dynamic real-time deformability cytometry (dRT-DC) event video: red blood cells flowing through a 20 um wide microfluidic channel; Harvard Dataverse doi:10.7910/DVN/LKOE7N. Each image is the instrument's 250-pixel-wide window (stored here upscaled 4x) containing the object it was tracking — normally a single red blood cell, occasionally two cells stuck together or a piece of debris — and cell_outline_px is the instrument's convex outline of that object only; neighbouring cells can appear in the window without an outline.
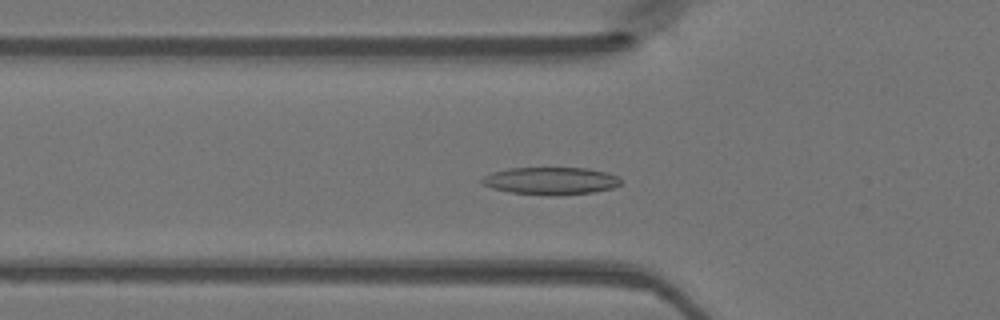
{"species": "Egyptian fruit bat (a non-hibernating species)", "species_latin": "Rousettus aegyptiacus", "temperature_condition": "warm", "stored_images_in_passage": 49, "camera_frame_rate_fps": 3000, "um_per_image_px": 0.085, "animal": {"sex": "female"}, "frame": {"image": 1, "passage_image": 17, "time_ms": 5.333, "image_size_px": [1000, 320], "cell_outline_px": [[620, 184], [612, 188], [592, 192], [556, 196], [508, 192], [492, 188], [484, 184], [480, 180], [484, 176], [492, 172], [508, 168], [588, 168], [608, 172], [616, 176], [620, 180]], "centroid_in_image_um": [46.8, 15.37], "position_along_channel_um": 79.0, "area_um2": 22.2}}
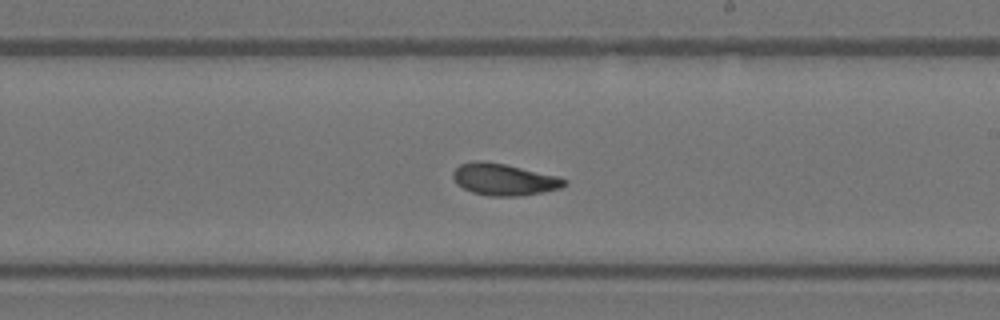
{"frame": {"image": 2, "passage_image": 29, "time_ms": 9.333, "image_size_px": [1000, 320], "cell_outline_px": [[568, 184], [560, 188], [544, 192], [520, 196], [488, 196], [472, 192], [456, 184], [452, 176], [452, 172], [460, 164], [472, 160], [480, 160], [504, 164], [556, 176], [568, 180]], "centroid_in_image_um": [42.81, 15.26], "position_along_channel_um": 246.2, "area_um2": 20.63}}
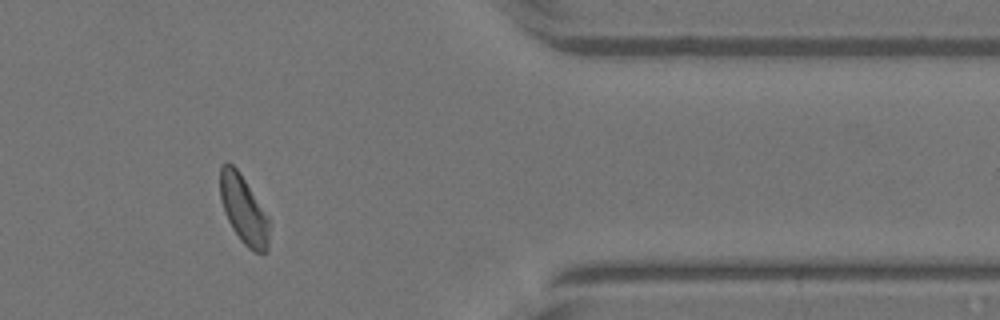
{"frame": {"image": 3, "passage_image": 41, "time_ms": 13.333, "image_size_px": [1000, 320], "cell_outline_px": [[272, 220], [268, 252], [256, 252], [248, 248], [240, 240], [232, 228], [224, 212], [220, 200], [220, 168], [228, 160], [236, 168]], "centroid_in_image_um": [20.75, 17.86], "position_along_channel_um": 390.6, "area_um2": 20.0}}